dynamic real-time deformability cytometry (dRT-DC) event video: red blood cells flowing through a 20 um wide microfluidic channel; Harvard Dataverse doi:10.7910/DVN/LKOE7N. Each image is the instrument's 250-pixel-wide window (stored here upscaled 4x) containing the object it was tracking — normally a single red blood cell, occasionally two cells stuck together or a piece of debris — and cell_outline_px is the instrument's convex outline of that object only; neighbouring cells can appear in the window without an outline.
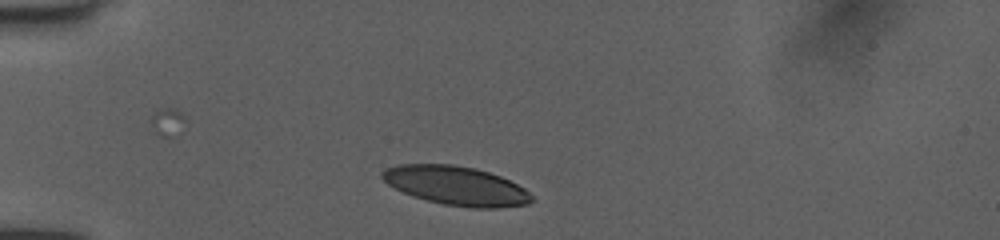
{"species": "human", "species_latin": "Homo sapiens", "temperature_condition": "room temperature", "stored_images_in_passage": 6, "camera_frame_rate_fps": 3000, "um_per_image_px": 0.085, "donor": {"sex": "female"}, "frame": {"image": 1, "passage_image": 1, "time_ms": 0.0, "image_size_px": [1000, 240], "cell_outline_px": [[532, 200], [528, 204], [500, 208], [472, 208], [444, 204], [412, 196], [388, 184], [380, 176], [380, 172], [384, 168], [396, 164], [452, 164], [476, 168], [500, 176], [524, 188], [532, 196]], "centroid_in_image_um": [38.74, 15.77], "position_along_channel_um": 46.3, "area_um2": 33.93}}
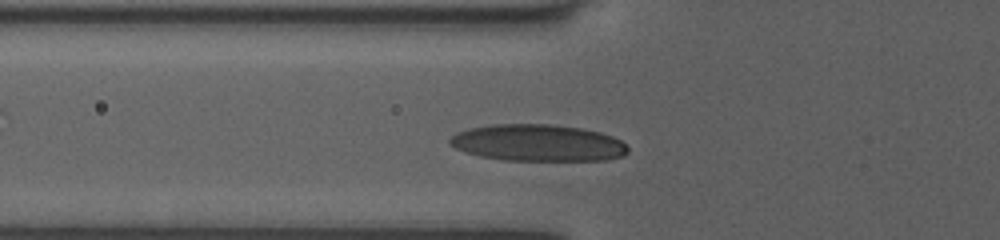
{"frame": {"image": 2, "passage_image": 4, "time_ms": 1.0, "image_size_px": [1000, 240], "cell_outline_px": [[628, 152], [624, 156], [604, 160], [504, 160], [480, 156], [464, 152], [448, 144], [448, 140], [456, 132], [468, 128], [492, 124], [548, 124], [580, 128], [600, 132], [612, 136], [620, 140], [628, 148]], "centroid_in_image_um": [45.68, 12.14], "position_along_channel_um": 80.1, "area_um2": 38.21}}
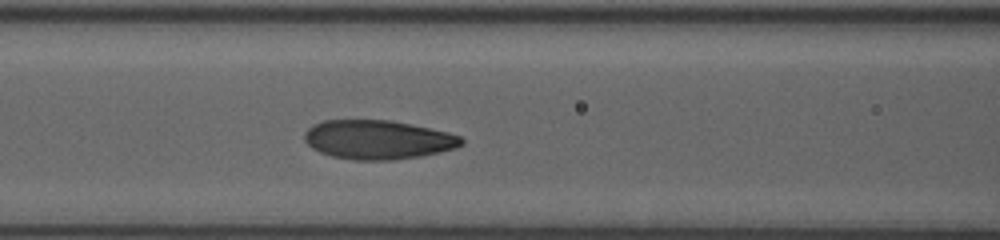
{"frame": {"image": 3, "passage_image": 6, "time_ms": 1.667, "image_size_px": [1000, 240], "cell_outline_px": [[464, 144], [456, 148], [420, 156], [392, 160], [352, 160], [332, 156], [320, 152], [312, 148], [304, 140], [304, 132], [312, 124], [324, 120], [388, 120], [448, 132], [460, 136], [464, 140]], "centroid_in_image_um": [32.09, 11.87], "position_along_channel_um": 134.5, "area_um2": 35.66}}